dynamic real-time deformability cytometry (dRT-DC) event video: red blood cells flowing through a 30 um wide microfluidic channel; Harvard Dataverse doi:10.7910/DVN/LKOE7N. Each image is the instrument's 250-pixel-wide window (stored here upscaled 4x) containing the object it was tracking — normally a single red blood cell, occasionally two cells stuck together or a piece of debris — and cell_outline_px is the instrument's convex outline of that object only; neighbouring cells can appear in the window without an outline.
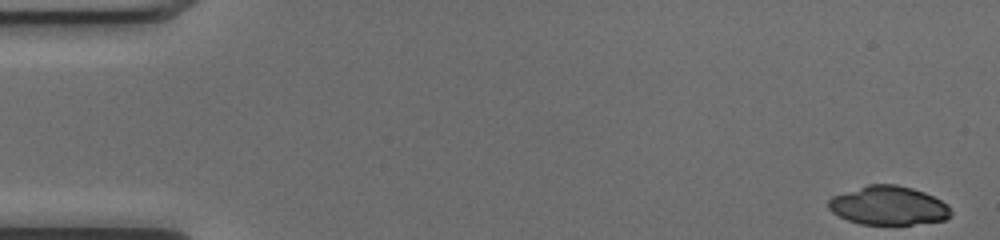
{"species": "common noctule bat (a hibernating species)", "species_latin": "Nyctalus noctula", "temperature_condition": "cold", "stored_images_in_passage": 50, "camera_frame_rate_fps": 3000, "um_per_image_px": 0.085, "animal": {"sex": "female", "body_mass_g": 17.0, "forearm_length_mm": 48.0}, "frame": {"image": 1, "passage_image": 1, "time_ms": 0.0, "image_size_px": [1000, 240], "cell_outline_px": [[952, 216], [944, 220], [912, 224], [860, 224], [848, 220], [832, 212], [828, 208], [828, 200], [832, 196], [868, 184], [896, 184], [912, 188], [924, 192], [948, 204], [952, 212]], "centroid_in_image_um": [75.52, 17.47], "position_along_channel_um": 9.5, "area_um2": 27.69}}
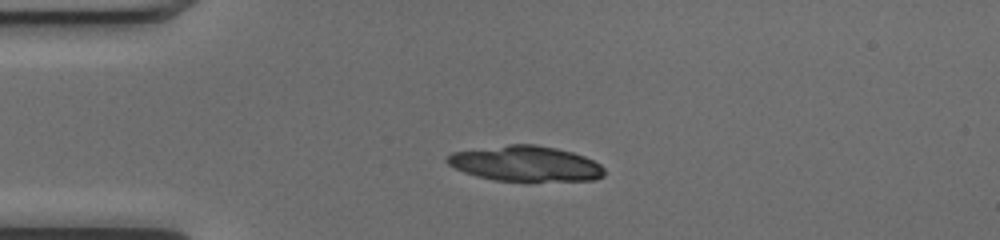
{"frame": {"image": 2, "passage_image": 12, "time_ms": 3.667, "image_size_px": [1000, 240], "cell_outline_px": [[604, 176], [596, 180], [528, 184], [496, 180], [476, 176], [464, 172], [448, 164], [444, 160], [452, 152], [508, 144], [532, 144], [556, 148], [572, 152], [584, 156], [600, 164], [604, 168]], "centroid_in_image_um": [44.72, 13.96], "position_along_channel_um": 40.3, "area_um2": 33.52}}